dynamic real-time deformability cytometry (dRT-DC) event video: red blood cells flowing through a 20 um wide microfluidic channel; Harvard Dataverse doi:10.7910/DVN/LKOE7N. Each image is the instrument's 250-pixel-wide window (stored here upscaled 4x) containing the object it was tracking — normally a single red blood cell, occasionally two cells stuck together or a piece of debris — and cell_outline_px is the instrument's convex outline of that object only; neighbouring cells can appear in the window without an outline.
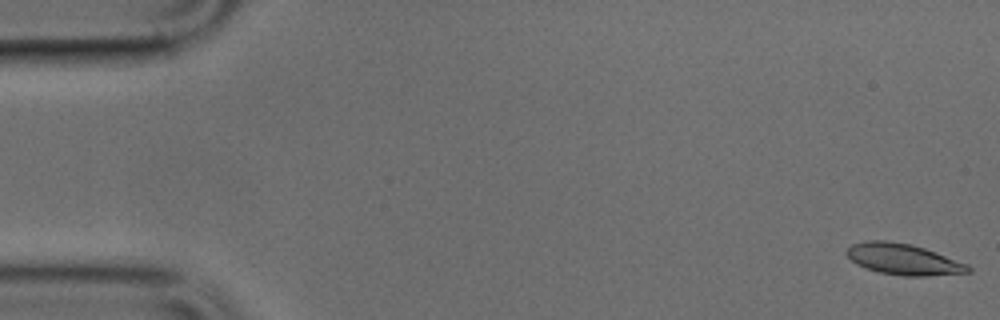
{"species": "common noctule bat (a hibernating species)", "species_latin": "Nyctalus noctula", "temperature_condition": "cold", "stored_images_in_passage": 50, "camera_frame_rate_fps": 3000, "um_per_image_px": 0.085, "animal": {"sex": "male", "body_mass_g": 17.9, "forearm_length_mm": 54.2}, "frame": {"image": 1, "passage_image": 1, "time_ms": 0.0, "image_size_px": [1000, 320], "cell_outline_px": [[972, 272], [928, 276], [900, 276], [880, 272], [856, 264], [844, 252], [852, 244], [868, 240], [888, 240], [912, 244], [924, 248], [968, 264], [972, 268]], "centroid_in_image_um": [76.8, 22.03], "position_along_channel_um": 8.2, "area_um2": 22.02}}
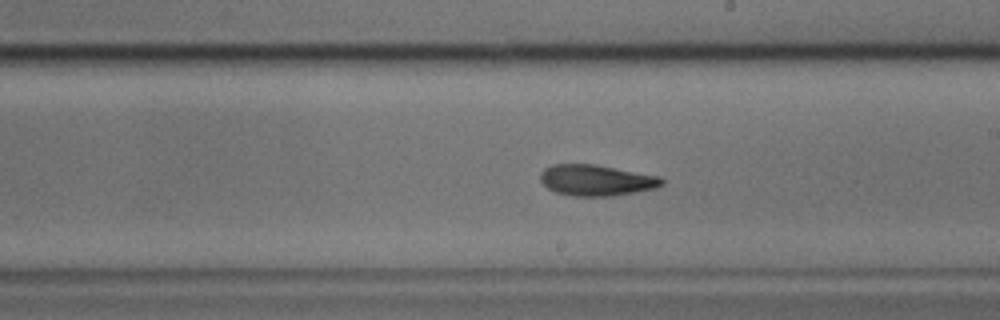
{"frame": {"image": 2, "passage_image": 28, "time_ms": 9.0, "image_size_px": [1000, 320], "cell_outline_px": [[664, 184], [656, 188], [636, 192], [612, 196], [572, 196], [556, 192], [548, 188], [540, 180], [540, 172], [544, 168], [552, 164], [596, 164], [660, 176], [664, 180]], "centroid_in_image_um": [50.7, 15.31], "position_along_channel_um": 238.3, "area_um2": 22.14}}
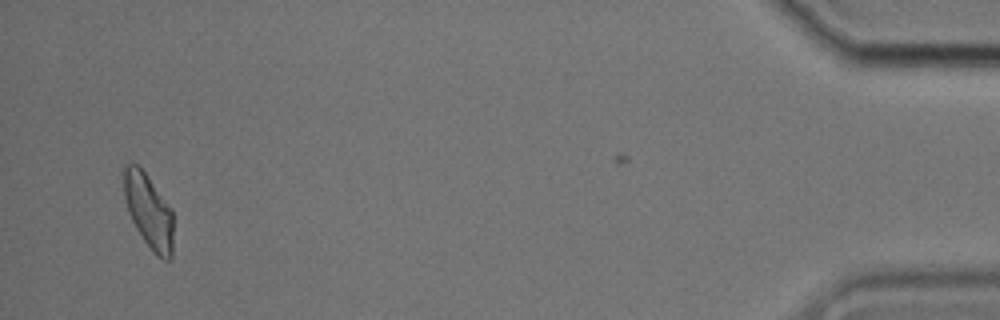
{"frame": {"image": 3, "passage_image": 48, "time_ms": 15.667, "image_size_px": [1000, 320], "cell_outline_px": [[172, 256], [168, 260], [164, 260], [156, 256], [144, 240], [136, 228], [132, 220], [124, 196], [120, 172], [128, 164], [136, 164], [144, 172], [172, 208]], "centroid_in_image_um": [12.61, 17.92], "position_along_channel_um": 422.6, "area_um2": 21.39}}